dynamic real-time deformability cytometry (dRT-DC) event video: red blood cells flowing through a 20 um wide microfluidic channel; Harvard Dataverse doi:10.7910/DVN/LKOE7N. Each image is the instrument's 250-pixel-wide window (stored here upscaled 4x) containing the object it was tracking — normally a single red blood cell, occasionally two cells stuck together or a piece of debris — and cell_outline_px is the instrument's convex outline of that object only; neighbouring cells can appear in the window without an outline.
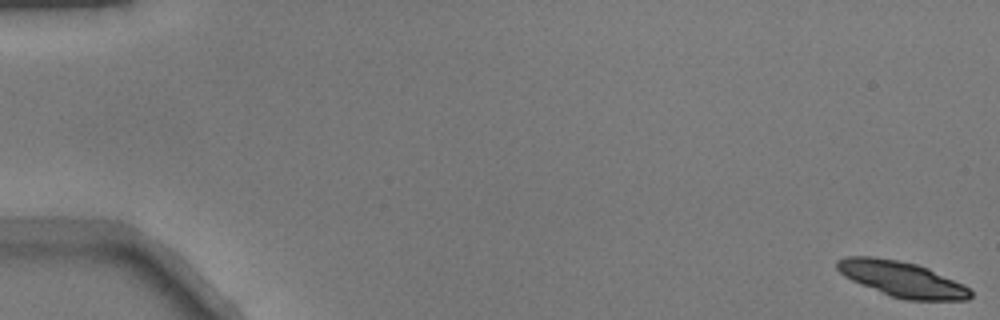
{"species": "common noctule bat (a hibernating species)", "species_latin": "Nyctalus noctula", "temperature_condition": "warm", "stored_images_in_passage": 17, "camera_frame_rate_fps": 3000, "um_per_image_px": 0.085, "animal": {"sex": "male", "body_mass_g": 17.9}, "frame": {"image": 1, "passage_image": 1, "time_ms": 0.0, "image_size_px": [1000, 320], "cell_outline_px": [[972, 296], [968, 300], [904, 300], [892, 296], [860, 284], [844, 276], [836, 268], [836, 260], [848, 256], [872, 256], [896, 260], [916, 264], [928, 268], [964, 284], [972, 292]], "centroid_in_image_um": [76.66, 23.72], "position_along_channel_um": 8.3, "area_um2": 27.46}}